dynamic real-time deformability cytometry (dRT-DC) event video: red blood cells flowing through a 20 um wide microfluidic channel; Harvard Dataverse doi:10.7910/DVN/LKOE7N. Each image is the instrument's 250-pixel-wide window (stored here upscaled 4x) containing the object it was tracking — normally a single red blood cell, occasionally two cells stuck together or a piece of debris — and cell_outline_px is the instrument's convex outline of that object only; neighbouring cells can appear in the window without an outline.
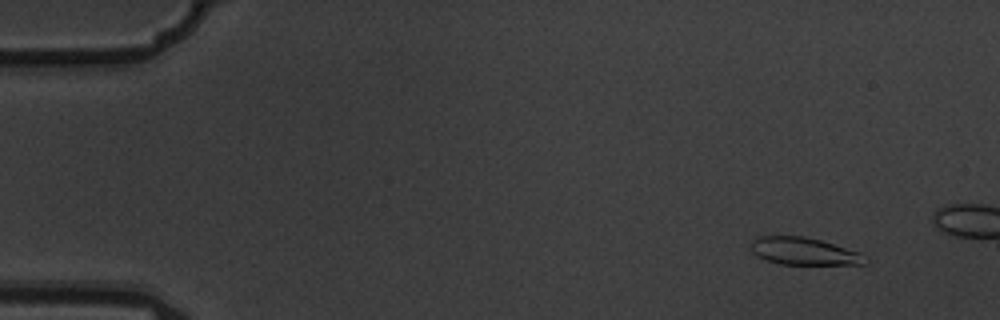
{"species": "common noctule bat (a hibernating species)", "species_latin": "Nyctalus noctula", "temperature_condition": "warm", "stored_images_in_passage": 5, "camera_frame_rate_fps": 3000, "um_per_image_px": 0.085, "animal": {"sex": "male", "body_mass_g": 19.5, "forearm_length_mm": 54.6}, "frame": {"image": 1, "passage_image": 2, "time_ms": 0.333, "image_size_px": [1000, 320], "cell_outline_px": [[868, 260], [864, 264], [780, 264], [756, 256], [752, 252], [752, 240], [756, 236], [804, 236], [820, 240], [860, 252]], "centroid_in_image_um": [68.31, 21.35], "position_along_channel_um": 16.7, "area_um2": 18.09}}